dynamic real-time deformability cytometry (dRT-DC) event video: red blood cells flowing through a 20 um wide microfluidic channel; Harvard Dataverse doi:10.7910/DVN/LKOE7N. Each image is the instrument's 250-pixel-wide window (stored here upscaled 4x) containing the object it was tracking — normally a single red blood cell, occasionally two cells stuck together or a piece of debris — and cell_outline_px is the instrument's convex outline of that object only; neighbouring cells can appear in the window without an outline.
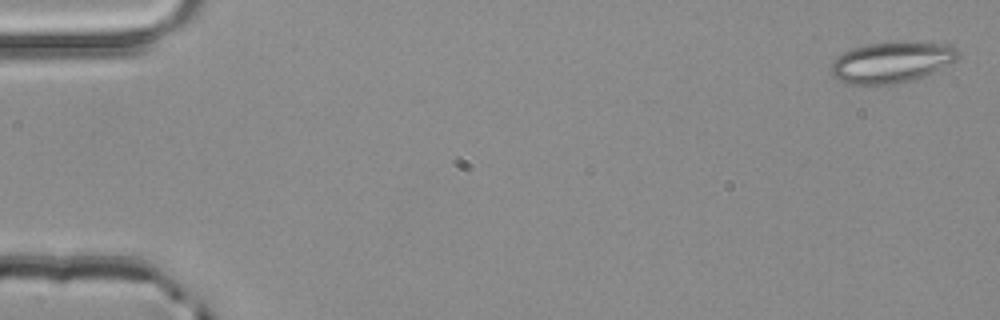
{"species": "common noctule bat (a hibernating species)", "species_latin": "Nyctalus noctula", "temperature_condition": "room temperature", "stored_images_in_passage": 4, "camera_frame_rate_fps": 3000, "um_per_image_px": 0.085, "animal": {"sex": "male", "body_mass_g": 20.4}, "frame": {"image": 1, "passage_image": 1, "time_ms": 0.0, "image_size_px": [1000, 320], "cell_outline_px": [[960, 56], [956, 60], [932, 72], [912, 80], [896, 84], [868, 88], [844, 84], [832, 76], [832, 60], [836, 56], [852, 48], [868, 44], [908, 40], [952, 44], [956, 48]], "centroid_in_image_um": [75.75, 5.31], "position_along_channel_um": 9.3, "area_um2": 31.5}}
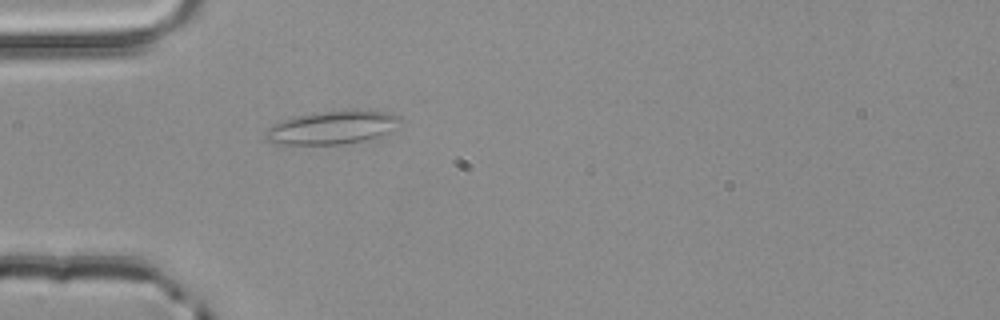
{"frame": {"image": 2, "passage_image": 4, "time_ms": 1.0, "image_size_px": [1000, 320], "cell_outline_px": [[404, 120], [384, 132], [376, 136], [364, 140], [340, 144], [280, 144], [264, 140], [264, 132], [268, 128], [292, 116], [344, 108], [356, 108], [392, 112], [400, 116]], "centroid_in_image_um": [28.24, 10.79], "position_along_channel_um": 56.8, "area_um2": 26.41}}